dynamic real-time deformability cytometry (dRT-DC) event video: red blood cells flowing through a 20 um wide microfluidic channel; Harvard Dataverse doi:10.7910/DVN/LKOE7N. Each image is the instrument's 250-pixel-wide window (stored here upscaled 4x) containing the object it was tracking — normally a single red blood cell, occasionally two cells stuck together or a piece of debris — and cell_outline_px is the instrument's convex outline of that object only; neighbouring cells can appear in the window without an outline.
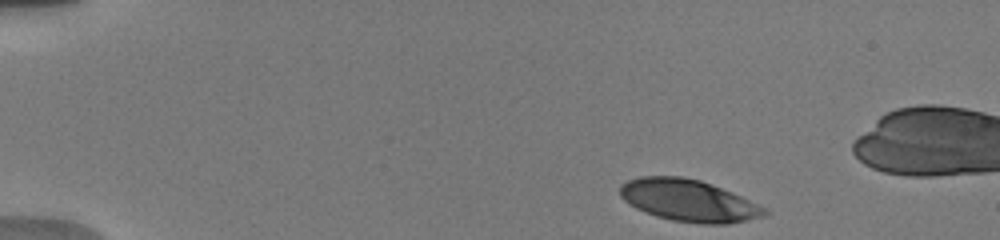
{"species": "human", "species_latin": "Homo sapiens", "temperature_condition": "warm", "stored_images_in_passage": 14, "camera_frame_rate_fps": 3000, "um_per_image_px": 0.085, "donor": {"sex": "male"}, "frame": {"image": 1, "passage_image": 1, "time_ms": 0.0, "image_size_px": [1000, 240], "cell_outline_px": [[768, 212], [764, 216], [728, 224], [704, 224], [672, 220], [656, 216], [636, 208], [624, 200], [620, 196], [620, 184], [628, 180], [640, 176], [684, 176], [700, 180], [732, 192], [768, 208]], "centroid_in_image_um": [58.54, 17.04], "position_along_channel_um": 26.5, "area_um2": 35.32}}